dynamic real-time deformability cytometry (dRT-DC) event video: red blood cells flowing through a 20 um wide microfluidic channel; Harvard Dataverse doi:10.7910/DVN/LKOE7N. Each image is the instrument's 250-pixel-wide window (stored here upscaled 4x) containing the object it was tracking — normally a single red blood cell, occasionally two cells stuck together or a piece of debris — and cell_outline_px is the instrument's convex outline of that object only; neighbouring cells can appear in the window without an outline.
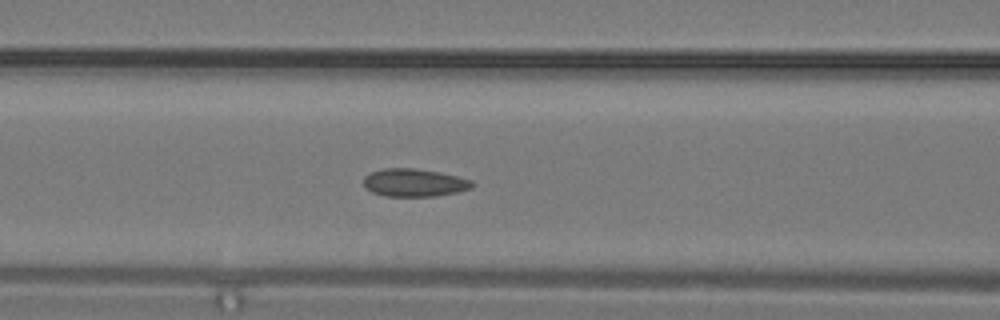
{"species": "common noctule bat (a hibernating species)", "species_latin": "Nyctalus noctula", "temperature_condition": "warm", "stored_images_in_passage": 17, "camera_frame_rate_fps": 3000, "um_per_image_px": 0.085, "animal": {"sex": "male", "body_mass_g": 19.2, "forearm_length_mm": 51.8}, "frame": {"image": 1, "passage_image": 12, "time_ms": 3.667, "image_size_px": [1000, 320], "cell_outline_px": [[472, 188], [460, 192], [436, 196], [384, 196], [372, 192], [364, 188], [364, 176], [372, 172], [384, 168], [412, 168], [440, 172], [472, 180]], "centroid_in_image_um": [35.2, 15.53], "position_along_channel_um": 131.4, "area_um2": 17.69}}
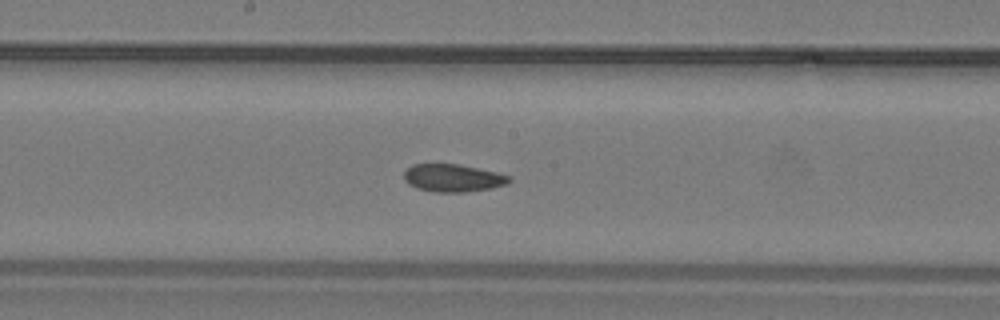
{"frame": {"image": 2, "passage_image": 15, "time_ms": 4.667, "image_size_px": [1000, 320], "cell_outline_px": [[512, 180], [508, 184], [492, 188], [464, 192], [436, 192], [420, 188], [408, 184], [404, 180], [404, 172], [412, 164], [460, 164], [496, 172], [508, 176]], "centroid_in_image_um": [38.51, 15.12], "position_along_channel_um": 209.7, "area_um2": 16.88}}
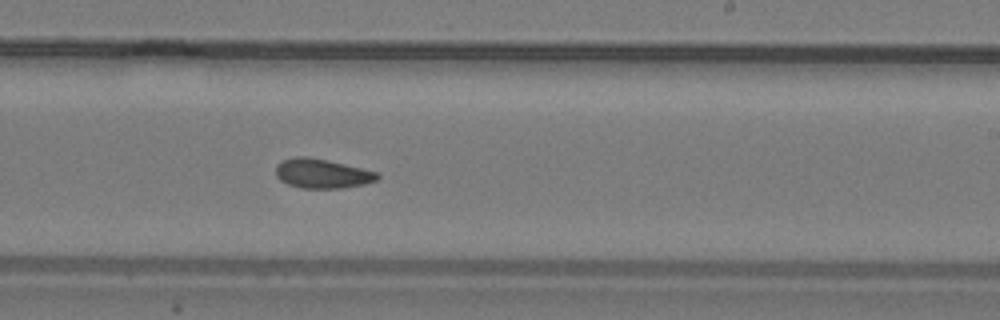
{"frame": {"image": 3, "passage_image": 17, "time_ms": 5.333, "image_size_px": [1000, 320], "cell_outline_px": [[380, 176], [376, 180], [364, 184], [340, 188], [304, 188], [288, 184], [280, 180], [276, 176], [276, 164], [280, 160], [296, 156], [304, 156], [328, 160], [376, 172]], "centroid_in_image_um": [27.32, 14.74], "position_along_channel_um": 261.7, "area_um2": 17.28}}